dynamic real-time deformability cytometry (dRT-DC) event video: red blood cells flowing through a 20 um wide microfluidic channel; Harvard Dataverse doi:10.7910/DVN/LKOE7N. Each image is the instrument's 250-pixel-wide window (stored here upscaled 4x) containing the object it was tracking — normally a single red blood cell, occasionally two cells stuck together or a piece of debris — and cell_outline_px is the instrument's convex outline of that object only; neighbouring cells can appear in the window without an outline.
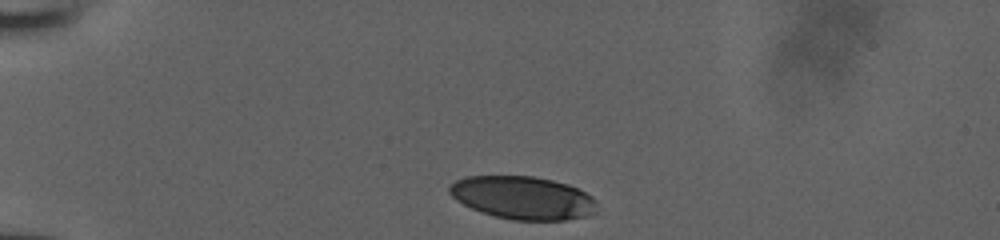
{"species": "human", "species_latin": "Homo sapiens", "temperature_condition": "room temperature", "stored_images_in_passage": 32, "camera_frame_rate_fps": 3000, "um_per_image_px": 0.085, "donor": {"sex": "male"}, "frame": {"image": 1, "passage_image": 1, "time_ms": 0.0, "image_size_px": [1000, 240], "cell_outline_px": [[596, 212], [588, 216], [564, 220], [512, 220], [480, 212], [456, 200], [448, 192], [448, 188], [456, 180], [464, 176], [536, 176], [568, 184], [592, 196], [596, 200]], "centroid_in_image_um": [44.45, 16.81], "position_along_channel_um": 40.6, "area_um2": 37.05}}
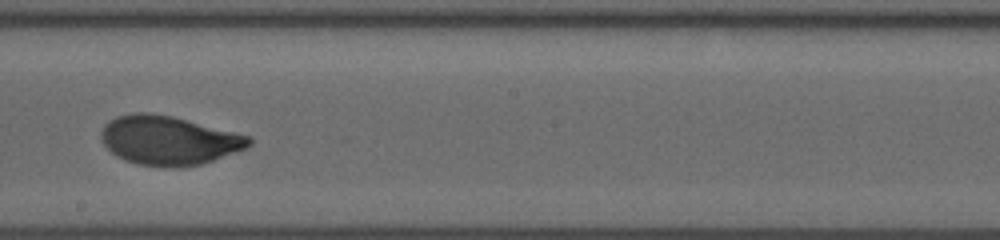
{"frame": {"image": 2, "passage_image": 19, "time_ms": 6.0, "image_size_px": [1000, 240], "cell_outline_px": [[252, 144], [236, 152], [200, 164], [176, 168], [172, 168], [136, 164], [124, 160], [116, 156], [100, 140], [100, 132], [104, 124], [108, 120], [116, 116], [132, 112], [148, 112], [172, 116], [252, 136]], "centroid_in_image_um": [14.31, 11.92], "position_along_channel_um": 233.9, "area_um2": 42.54}}
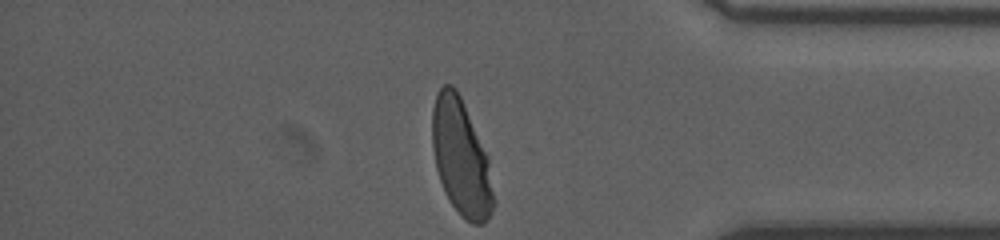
{"frame": {"image": 3, "passage_image": 32, "time_ms": 10.333, "image_size_px": [1000, 240], "cell_outline_px": [[496, 204], [492, 212], [484, 224], [472, 224], [460, 216], [448, 200], [444, 192], [436, 168], [432, 148], [432, 108], [436, 92], [444, 84], [452, 84], [456, 88], [460, 96], [488, 156], [496, 200]], "centroid_in_image_um": [39.2, 13.44], "position_along_channel_um": 396.0, "area_um2": 42.02}}